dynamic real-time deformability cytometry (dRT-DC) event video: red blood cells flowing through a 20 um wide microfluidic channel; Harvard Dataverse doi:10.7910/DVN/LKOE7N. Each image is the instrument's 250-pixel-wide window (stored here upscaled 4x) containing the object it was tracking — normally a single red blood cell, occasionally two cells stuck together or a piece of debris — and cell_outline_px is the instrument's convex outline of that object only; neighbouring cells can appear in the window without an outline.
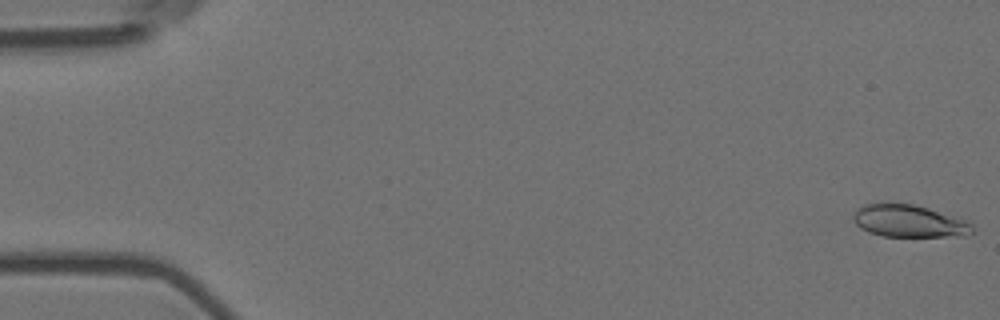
{"species": "Egyptian fruit bat (a non-hibernating species)", "species_latin": "Rousettus aegyptiacus", "temperature_condition": "room temperature", "stored_images_in_passage": 7, "camera_frame_rate_fps": 3000, "um_per_image_px": 0.085, "animal": {"sex": "female"}, "frame": {"image": 1, "passage_image": 1, "time_ms": 0.0, "image_size_px": [1000, 320], "cell_outline_px": [[972, 232], [968, 236], [880, 236], [868, 232], [860, 228], [852, 220], [852, 212], [856, 208], [864, 204], [884, 200], [912, 204], [928, 208], [968, 220], [972, 224]], "centroid_in_image_um": [77.19, 18.75], "position_along_channel_um": 7.8, "area_um2": 23.24}}